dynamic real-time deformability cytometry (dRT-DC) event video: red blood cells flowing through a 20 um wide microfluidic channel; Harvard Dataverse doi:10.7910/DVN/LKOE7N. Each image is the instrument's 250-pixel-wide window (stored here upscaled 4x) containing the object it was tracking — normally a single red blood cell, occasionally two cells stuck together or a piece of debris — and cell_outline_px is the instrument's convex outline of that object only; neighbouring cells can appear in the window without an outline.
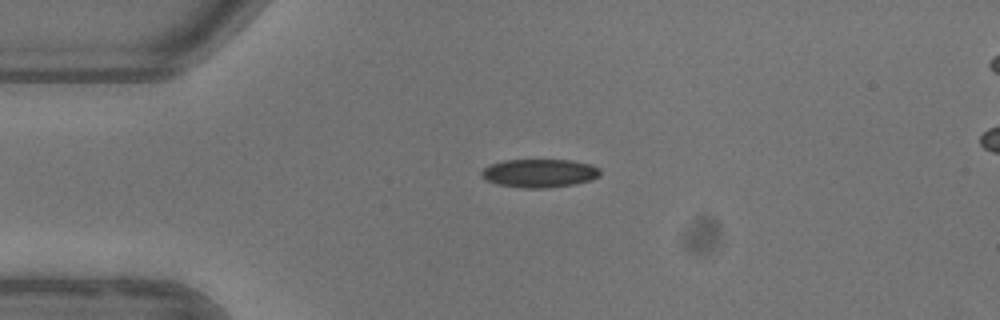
{"species": "common noctule bat (a hibernating species)", "species_latin": "Nyctalus noctula", "temperature_condition": "warm", "stored_images_in_passage": 3, "camera_frame_rate_fps": 3000, "um_per_image_px": 0.085, "animal": {"sex": "female"}, "frame": {"image": 1, "passage_image": 1, "time_ms": 0.0, "image_size_px": [1000, 320], "cell_outline_px": [[600, 176], [592, 180], [576, 184], [544, 188], [524, 188], [496, 184], [484, 180], [480, 176], [480, 172], [484, 168], [492, 164], [504, 160], [572, 160], [588, 164], [600, 168]], "centroid_in_image_um": [45.84, 14.73], "position_along_channel_um": 39.2, "area_um2": 19.77}}